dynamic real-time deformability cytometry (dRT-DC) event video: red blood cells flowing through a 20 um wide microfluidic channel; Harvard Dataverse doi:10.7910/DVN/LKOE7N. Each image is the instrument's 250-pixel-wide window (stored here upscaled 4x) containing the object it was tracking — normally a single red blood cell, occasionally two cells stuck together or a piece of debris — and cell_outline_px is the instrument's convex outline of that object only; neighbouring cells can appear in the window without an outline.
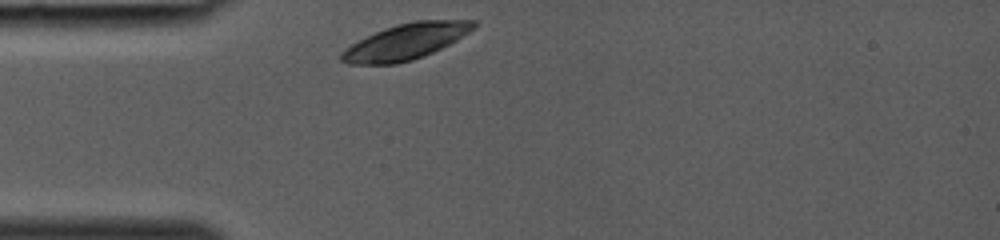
{"species": "common noctule bat (a hibernating species)", "species_latin": "Nyctalus noctula", "temperature_condition": "room temperature", "stored_images_in_passage": 23, "camera_frame_rate_fps": 3000, "um_per_image_px": 0.085, "animal": {"sex": "female", "body_mass_g": 19.0, "forearm_length_mm": 53.3}, "frame": {"image": 1, "passage_image": 1, "time_ms": 0.0, "image_size_px": [1000, 240], "cell_outline_px": [[476, 24], [468, 32], [456, 40], [424, 56], [412, 60], [396, 64], [348, 64], [340, 60], [340, 52], [352, 44], [384, 28], [396, 24], [416, 20], [476, 20]], "centroid_in_image_um": [34.46, 3.54], "position_along_channel_um": 50.5, "area_um2": 27.22}}
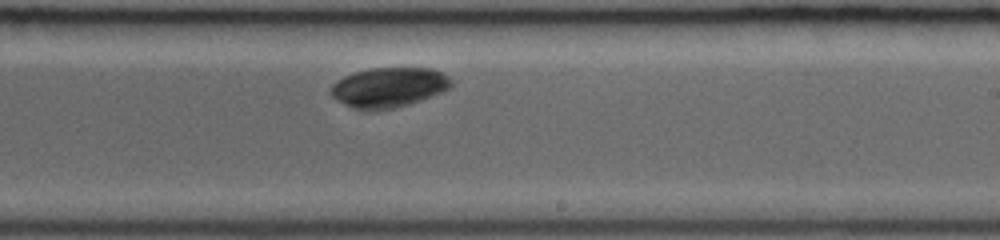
{"frame": {"image": 2, "passage_image": 14, "time_ms": 4.333, "image_size_px": [1000, 240], "cell_outline_px": [[452, 84], [448, 88], [440, 92], [420, 100], [408, 104], [376, 112], [352, 108], [336, 100], [328, 92], [332, 84], [344, 76], [356, 72], [372, 68], [432, 68], [444, 72], [452, 80]], "centroid_in_image_um": [33.01, 7.43], "position_along_channel_um": 256.0, "area_um2": 28.09}}
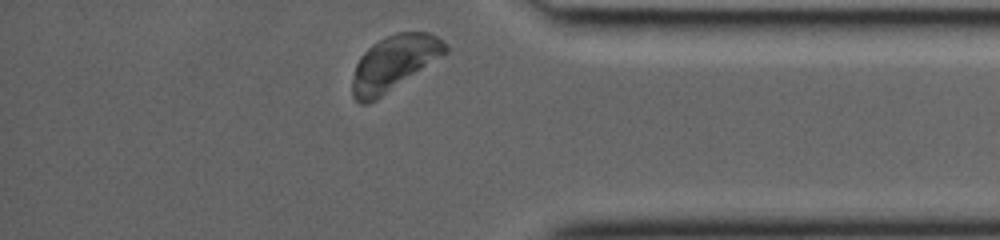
{"frame": {"image": 3, "passage_image": 23, "time_ms": 7.333, "image_size_px": [1000, 240], "cell_outline_px": [[448, 52], [376, 100], [368, 104], [360, 104], [352, 96], [352, 80], [356, 64], [360, 56], [372, 44], [396, 32], [428, 32], [436, 36], [448, 48]], "centroid_in_image_um": [33.45, 5.37], "position_along_channel_um": 401.7, "area_um2": 29.48}}